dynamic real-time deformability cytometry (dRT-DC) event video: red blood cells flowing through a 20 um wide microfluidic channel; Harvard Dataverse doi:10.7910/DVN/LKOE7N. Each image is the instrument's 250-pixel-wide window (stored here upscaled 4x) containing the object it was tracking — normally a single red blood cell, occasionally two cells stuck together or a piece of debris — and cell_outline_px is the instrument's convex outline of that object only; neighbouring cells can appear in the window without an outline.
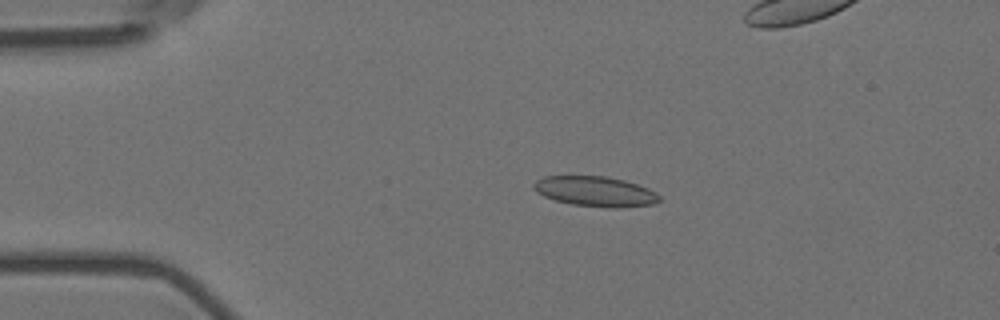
{"species": "Egyptian fruit bat (a non-hibernating species)", "species_latin": "Rousettus aegyptiacus", "temperature_condition": "room temperature", "stored_images_in_passage": 6, "camera_frame_rate_fps": 3000, "um_per_image_px": 0.085, "animal": {"sex": "female"}, "frame": {"image": 1, "passage_image": 3, "time_ms": 0.667, "image_size_px": [1000, 320], "cell_outline_px": [[660, 200], [656, 204], [616, 208], [612, 208], [572, 204], [556, 200], [544, 196], [536, 192], [532, 188], [532, 184], [536, 180], [544, 176], [608, 176], [624, 180], [648, 188], [656, 192], [660, 196]], "centroid_in_image_um": [50.6, 16.27], "position_along_channel_um": 34.4, "area_um2": 22.14}}
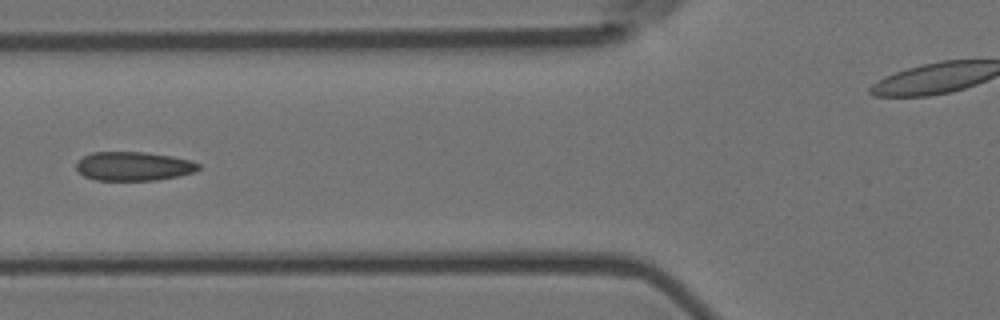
{"frame": {"image": 2, "passage_image": 6, "time_ms": 1.667, "image_size_px": [1000, 320], "cell_outline_px": [[200, 168], [196, 172], [156, 180], [96, 180], [84, 176], [76, 168], [76, 164], [84, 156], [92, 152], [144, 152], [172, 156], [192, 160], [200, 164]], "centroid_in_image_um": [11.39, 14.12], "position_along_channel_um": 114.4, "area_um2": 20.58}}